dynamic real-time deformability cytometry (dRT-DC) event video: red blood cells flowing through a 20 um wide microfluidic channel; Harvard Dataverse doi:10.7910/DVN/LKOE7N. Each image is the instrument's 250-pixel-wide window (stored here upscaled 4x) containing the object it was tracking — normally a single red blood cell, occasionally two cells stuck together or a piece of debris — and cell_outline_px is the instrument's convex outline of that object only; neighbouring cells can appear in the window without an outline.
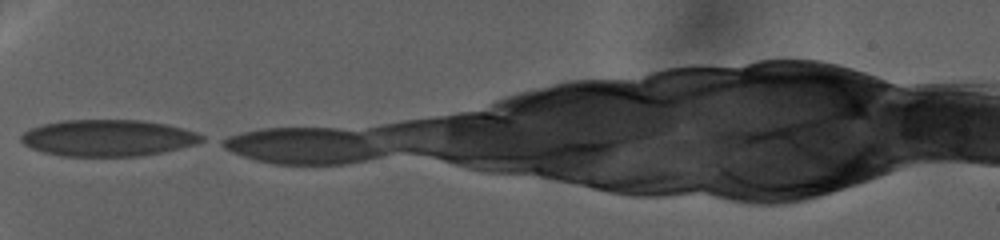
{"species": "human", "species_latin": "Homo sapiens", "temperature_condition": "warm", "stored_images_in_passage": 19, "camera_frame_rate_fps": 3000, "um_per_image_px": 0.085, "donor": {"sex": "female"}, "frame": {"image": 1, "passage_image": 1, "time_ms": 0.0, "image_size_px": [1000, 240], "cell_outline_px": [[204, 140], [196, 144], [164, 152], [140, 156], [60, 156], [44, 152], [32, 148], [24, 144], [20, 140], [20, 136], [28, 128], [40, 124], [60, 120], [144, 120], [168, 124], [196, 132], [204, 136]], "centroid_in_image_um": [9.16, 11.72], "position_along_channel_um": 75.8, "area_um2": 38.84}}